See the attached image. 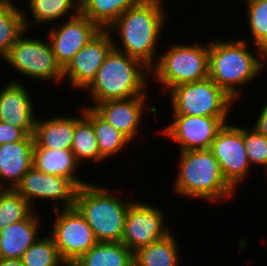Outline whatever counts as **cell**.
<instances>
[{"label": "cell", "mask_w": 267, "mask_h": 266, "mask_svg": "<svg viewBox=\"0 0 267 266\" xmlns=\"http://www.w3.org/2000/svg\"><path fill=\"white\" fill-rule=\"evenodd\" d=\"M80 117H75V129L71 151L76 161L103 162L105 159L99 152L92 123L84 116V107L80 108Z\"/></svg>", "instance_id": "4316f807"}, {"label": "cell", "mask_w": 267, "mask_h": 266, "mask_svg": "<svg viewBox=\"0 0 267 266\" xmlns=\"http://www.w3.org/2000/svg\"><path fill=\"white\" fill-rule=\"evenodd\" d=\"M27 134L19 127L0 121V145L23 140Z\"/></svg>", "instance_id": "d6a6232c"}, {"label": "cell", "mask_w": 267, "mask_h": 266, "mask_svg": "<svg viewBox=\"0 0 267 266\" xmlns=\"http://www.w3.org/2000/svg\"><path fill=\"white\" fill-rule=\"evenodd\" d=\"M24 266H68L60 257L53 238L39 237L23 254Z\"/></svg>", "instance_id": "f546056e"}, {"label": "cell", "mask_w": 267, "mask_h": 266, "mask_svg": "<svg viewBox=\"0 0 267 266\" xmlns=\"http://www.w3.org/2000/svg\"><path fill=\"white\" fill-rule=\"evenodd\" d=\"M174 193L179 196L222 202L235 190L224 179L218 161L210 149L180 151Z\"/></svg>", "instance_id": "277c9868"}, {"label": "cell", "mask_w": 267, "mask_h": 266, "mask_svg": "<svg viewBox=\"0 0 267 266\" xmlns=\"http://www.w3.org/2000/svg\"><path fill=\"white\" fill-rule=\"evenodd\" d=\"M163 4V0H143L120 15L107 29L112 36L119 33L122 42L120 47L112 37L113 48L141 61L151 69L157 61L159 36L161 38L160 34L167 24Z\"/></svg>", "instance_id": "6da1fadb"}, {"label": "cell", "mask_w": 267, "mask_h": 266, "mask_svg": "<svg viewBox=\"0 0 267 266\" xmlns=\"http://www.w3.org/2000/svg\"><path fill=\"white\" fill-rule=\"evenodd\" d=\"M26 30L3 59L10 67L27 78L62 82L63 69L58 64L50 42L26 37Z\"/></svg>", "instance_id": "ba28073f"}, {"label": "cell", "mask_w": 267, "mask_h": 266, "mask_svg": "<svg viewBox=\"0 0 267 266\" xmlns=\"http://www.w3.org/2000/svg\"><path fill=\"white\" fill-rule=\"evenodd\" d=\"M246 41L209 42V78L234 100L242 96L240 87L257 79L267 63V54L258 46L250 49Z\"/></svg>", "instance_id": "7a4b0ae2"}, {"label": "cell", "mask_w": 267, "mask_h": 266, "mask_svg": "<svg viewBox=\"0 0 267 266\" xmlns=\"http://www.w3.org/2000/svg\"><path fill=\"white\" fill-rule=\"evenodd\" d=\"M168 93L172 115L228 117L236 102L210 78L177 85Z\"/></svg>", "instance_id": "52a82bcc"}, {"label": "cell", "mask_w": 267, "mask_h": 266, "mask_svg": "<svg viewBox=\"0 0 267 266\" xmlns=\"http://www.w3.org/2000/svg\"><path fill=\"white\" fill-rule=\"evenodd\" d=\"M134 253L121 242H98L70 266H134Z\"/></svg>", "instance_id": "603a6c76"}, {"label": "cell", "mask_w": 267, "mask_h": 266, "mask_svg": "<svg viewBox=\"0 0 267 266\" xmlns=\"http://www.w3.org/2000/svg\"><path fill=\"white\" fill-rule=\"evenodd\" d=\"M149 73L150 69L141 61L112 48L93 82L85 89L90 93V100L93 102L89 107L103 101L144 95L147 93Z\"/></svg>", "instance_id": "3957f363"}, {"label": "cell", "mask_w": 267, "mask_h": 266, "mask_svg": "<svg viewBox=\"0 0 267 266\" xmlns=\"http://www.w3.org/2000/svg\"><path fill=\"white\" fill-rule=\"evenodd\" d=\"M15 189H0V230L27 218L33 211Z\"/></svg>", "instance_id": "f1b7e54d"}, {"label": "cell", "mask_w": 267, "mask_h": 266, "mask_svg": "<svg viewBox=\"0 0 267 266\" xmlns=\"http://www.w3.org/2000/svg\"><path fill=\"white\" fill-rule=\"evenodd\" d=\"M172 121L161 131L179 144L180 151L210 149L218 131L228 117L172 115Z\"/></svg>", "instance_id": "7c38bea8"}, {"label": "cell", "mask_w": 267, "mask_h": 266, "mask_svg": "<svg viewBox=\"0 0 267 266\" xmlns=\"http://www.w3.org/2000/svg\"><path fill=\"white\" fill-rule=\"evenodd\" d=\"M147 94L123 100L103 101L93 105V109L115 129L123 133L131 142L137 137L141 126Z\"/></svg>", "instance_id": "e0dca14e"}, {"label": "cell", "mask_w": 267, "mask_h": 266, "mask_svg": "<svg viewBox=\"0 0 267 266\" xmlns=\"http://www.w3.org/2000/svg\"><path fill=\"white\" fill-rule=\"evenodd\" d=\"M75 129V117L54 116V118H36L34 143L45 149H71Z\"/></svg>", "instance_id": "44dd1931"}, {"label": "cell", "mask_w": 267, "mask_h": 266, "mask_svg": "<svg viewBox=\"0 0 267 266\" xmlns=\"http://www.w3.org/2000/svg\"><path fill=\"white\" fill-rule=\"evenodd\" d=\"M78 165L71 149H45L34 143L32 166L43 173L66 177L79 188L88 180L83 181L76 176Z\"/></svg>", "instance_id": "ffe728a7"}, {"label": "cell", "mask_w": 267, "mask_h": 266, "mask_svg": "<svg viewBox=\"0 0 267 266\" xmlns=\"http://www.w3.org/2000/svg\"><path fill=\"white\" fill-rule=\"evenodd\" d=\"M84 116L92 123L99 152L106 160L122 152L131 142L123 133L104 120L92 107H84Z\"/></svg>", "instance_id": "cb8c5ba5"}, {"label": "cell", "mask_w": 267, "mask_h": 266, "mask_svg": "<svg viewBox=\"0 0 267 266\" xmlns=\"http://www.w3.org/2000/svg\"><path fill=\"white\" fill-rule=\"evenodd\" d=\"M13 1L0 0V58L3 59L31 24L24 9L19 10Z\"/></svg>", "instance_id": "7402d4cb"}, {"label": "cell", "mask_w": 267, "mask_h": 266, "mask_svg": "<svg viewBox=\"0 0 267 266\" xmlns=\"http://www.w3.org/2000/svg\"><path fill=\"white\" fill-rule=\"evenodd\" d=\"M113 48V38L107 29H102L80 49L63 69V80L68 78L74 89H86L94 80L105 57Z\"/></svg>", "instance_id": "5bb4252c"}, {"label": "cell", "mask_w": 267, "mask_h": 266, "mask_svg": "<svg viewBox=\"0 0 267 266\" xmlns=\"http://www.w3.org/2000/svg\"><path fill=\"white\" fill-rule=\"evenodd\" d=\"M34 136L0 145V189H15L32 167ZM7 183V184H6Z\"/></svg>", "instance_id": "ac0fdd59"}, {"label": "cell", "mask_w": 267, "mask_h": 266, "mask_svg": "<svg viewBox=\"0 0 267 266\" xmlns=\"http://www.w3.org/2000/svg\"><path fill=\"white\" fill-rule=\"evenodd\" d=\"M248 29L255 47L267 54V0H252L246 3Z\"/></svg>", "instance_id": "4dcf8cb0"}, {"label": "cell", "mask_w": 267, "mask_h": 266, "mask_svg": "<svg viewBox=\"0 0 267 266\" xmlns=\"http://www.w3.org/2000/svg\"><path fill=\"white\" fill-rule=\"evenodd\" d=\"M143 0H80V12L101 29H108L127 9Z\"/></svg>", "instance_id": "484cf974"}, {"label": "cell", "mask_w": 267, "mask_h": 266, "mask_svg": "<svg viewBox=\"0 0 267 266\" xmlns=\"http://www.w3.org/2000/svg\"><path fill=\"white\" fill-rule=\"evenodd\" d=\"M27 3L32 14L31 22L36 28L48 21L59 22L69 11L72 12L70 17L80 13V0H28Z\"/></svg>", "instance_id": "83f0119b"}, {"label": "cell", "mask_w": 267, "mask_h": 266, "mask_svg": "<svg viewBox=\"0 0 267 266\" xmlns=\"http://www.w3.org/2000/svg\"><path fill=\"white\" fill-rule=\"evenodd\" d=\"M164 214L160 208L147 202L134 201L127 211L121 243L135 253L166 237L172 230L165 227Z\"/></svg>", "instance_id": "8fae6325"}, {"label": "cell", "mask_w": 267, "mask_h": 266, "mask_svg": "<svg viewBox=\"0 0 267 266\" xmlns=\"http://www.w3.org/2000/svg\"><path fill=\"white\" fill-rule=\"evenodd\" d=\"M173 232L134 253V266H178V242Z\"/></svg>", "instance_id": "d4e9b609"}, {"label": "cell", "mask_w": 267, "mask_h": 266, "mask_svg": "<svg viewBox=\"0 0 267 266\" xmlns=\"http://www.w3.org/2000/svg\"><path fill=\"white\" fill-rule=\"evenodd\" d=\"M38 218L36 213L32 212L27 218L0 230V258H22L25 251L39 237L41 223Z\"/></svg>", "instance_id": "d6986e66"}, {"label": "cell", "mask_w": 267, "mask_h": 266, "mask_svg": "<svg viewBox=\"0 0 267 266\" xmlns=\"http://www.w3.org/2000/svg\"><path fill=\"white\" fill-rule=\"evenodd\" d=\"M210 150L219 163L224 179L236 190L251 171L243 142L242 126L224 124L213 140Z\"/></svg>", "instance_id": "30bf717a"}, {"label": "cell", "mask_w": 267, "mask_h": 266, "mask_svg": "<svg viewBox=\"0 0 267 266\" xmlns=\"http://www.w3.org/2000/svg\"><path fill=\"white\" fill-rule=\"evenodd\" d=\"M254 126H252L259 134L267 138V102L263 105Z\"/></svg>", "instance_id": "836d02e7"}, {"label": "cell", "mask_w": 267, "mask_h": 266, "mask_svg": "<svg viewBox=\"0 0 267 266\" xmlns=\"http://www.w3.org/2000/svg\"><path fill=\"white\" fill-rule=\"evenodd\" d=\"M175 44L161 53L150 69L154 77L167 92L177 86L209 78V42L207 45Z\"/></svg>", "instance_id": "8992f818"}, {"label": "cell", "mask_w": 267, "mask_h": 266, "mask_svg": "<svg viewBox=\"0 0 267 266\" xmlns=\"http://www.w3.org/2000/svg\"><path fill=\"white\" fill-rule=\"evenodd\" d=\"M11 81L0 90V121L21 128L27 135L35 129V105L27 87Z\"/></svg>", "instance_id": "2e32d148"}, {"label": "cell", "mask_w": 267, "mask_h": 266, "mask_svg": "<svg viewBox=\"0 0 267 266\" xmlns=\"http://www.w3.org/2000/svg\"><path fill=\"white\" fill-rule=\"evenodd\" d=\"M243 142L249 163L260 165L267 170V138L259 134L253 127H243Z\"/></svg>", "instance_id": "1f68e13d"}, {"label": "cell", "mask_w": 267, "mask_h": 266, "mask_svg": "<svg viewBox=\"0 0 267 266\" xmlns=\"http://www.w3.org/2000/svg\"><path fill=\"white\" fill-rule=\"evenodd\" d=\"M243 1L247 3V2L252 1V0H242V2H243Z\"/></svg>", "instance_id": "d590c367"}, {"label": "cell", "mask_w": 267, "mask_h": 266, "mask_svg": "<svg viewBox=\"0 0 267 266\" xmlns=\"http://www.w3.org/2000/svg\"><path fill=\"white\" fill-rule=\"evenodd\" d=\"M0 266H24L21 259L0 258Z\"/></svg>", "instance_id": "e575fe53"}, {"label": "cell", "mask_w": 267, "mask_h": 266, "mask_svg": "<svg viewBox=\"0 0 267 266\" xmlns=\"http://www.w3.org/2000/svg\"><path fill=\"white\" fill-rule=\"evenodd\" d=\"M78 187L68 178L43 173L32 166L23 176L15 190L34 208L33 200L54 201L57 210L59 203L63 208L74 206ZM57 200V201H56ZM62 202V203H61Z\"/></svg>", "instance_id": "4fadbf2b"}, {"label": "cell", "mask_w": 267, "mask_h": 266, "mask_svg": "<svg viewBox=\"0 0 267 266\" xmlns=\"http://www.w3.org/2000/svg\"><path fill=\"white\" fill-rule=\"evenodd\" d=\"M66 20L61 26L51 27L47 35L54 56L62 69L102 30L81 12Z\"/></svg>", "instance_id": "9a60e30c"}, {"label": "cell", "mask_w": 267, "mask_h": 266, "mask_svg": "<svg viewBox=\"0 0 267 266\" xmlns=\"http://www.w3.org/2000/svg\"><path fill=\"white\" fill-rule=\"evenodd\" d=\"M106 186L86 183L76 191L74 206L93 230L98 242H121L133 200H122Z\"/></svg>", "instance_id": "5b68a950"}, {"label": "cell", "mask_w": 267, "mask_h": 266, "mask_svg": "<svg viewBox=\"0 0 267 266\" xmlns=\"http://www.w3.org/2000/svg\"><path fill=\"white\" fill-rule=\"evenodd\" d=\"M54 211L57 218L49 235L53 238L61 259L70 266L98 241L75 206Z\"/></svg>", "instance_id": "9c48e42d"}]
</instances>
